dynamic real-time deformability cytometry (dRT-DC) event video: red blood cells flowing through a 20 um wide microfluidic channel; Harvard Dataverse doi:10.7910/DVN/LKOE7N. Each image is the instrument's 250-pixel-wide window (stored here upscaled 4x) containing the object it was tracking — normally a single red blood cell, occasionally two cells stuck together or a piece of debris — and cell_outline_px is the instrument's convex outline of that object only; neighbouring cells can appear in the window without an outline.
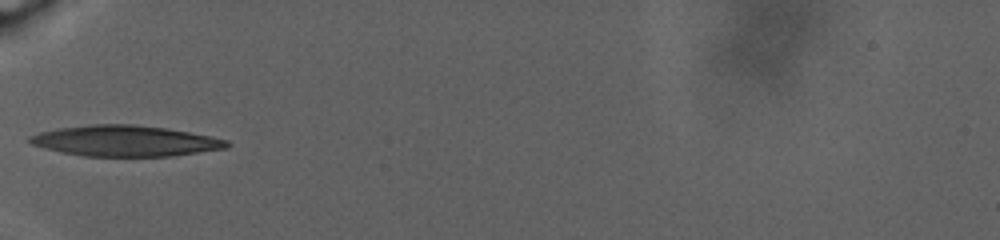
{"species": "human", "species_latin": "Homo sapiens", "temperature_condition": "warm", "stored_images_in_passage": 54, "camera_frame_rate_fps": 3000, "um_per_image_px": 0.085, "donor": {"sex": "male"}, "frame": {"image": 1, "passage_image": 1, "time_ms": 0.0, "image_size_px": [1000, 240], "cell_outline_px": [[232, 144], [228, 148], [168, 156], [84, 156], [60, 152], [44, 148], [32, 144], [28, 140], [28, 136], [40, 132], [56, 128], [92, 124], [132, 124], [164, 128], [212, 136], [228, 140]], "centroid_in_image_um": [10.63, 11.97], "position_along_channel_um": 74.4, "area_um2": 35.37}}
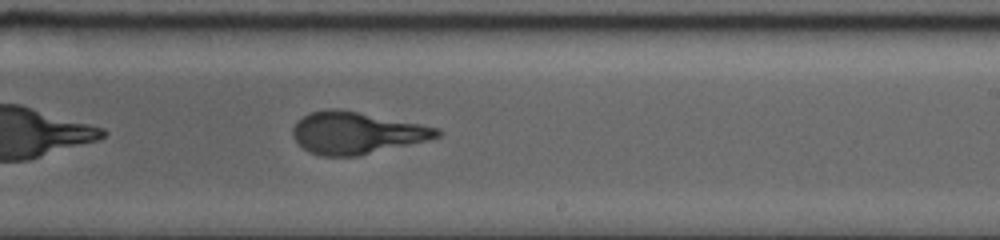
{"frame": {"image": 2, "passage_image": 24, "time_ms": 7.667, "image_size_px": [1000, 240], "cell_outline_px": [[440, 136], [428, 140], [360, 156], [320, 156], [308, 152], [292, 136], [292, 128], [308, 112], [332, 108], [340, 108], [440, 128]], "centroid_in_image_um": [30.29, 11.3], "position_along_channel_um": 258.7, "area_um2": 35.32}}
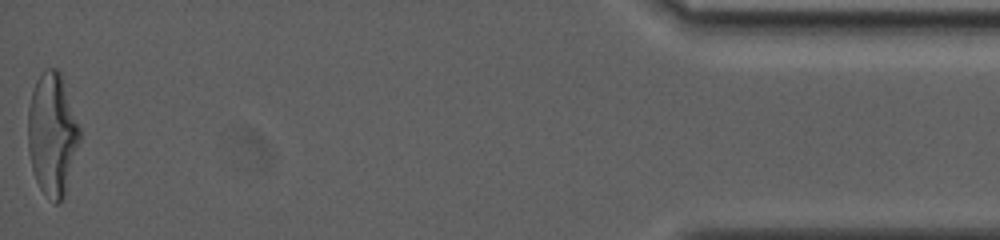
{"frame": {"image": 3, "passage_image": 54, "time_ms": 17.667, "image_size_px": [1000, 240], "cell_outline_px": [[80, 140], [64, 196], [56, 204], [52, 204], [40, 188], [36, 180], [32, 168], [28, 152], [28, 108], [32, 92], [36, 80], [44, 68], [56, 68], [60, 72], [80, 128]], "centroid_in_image_um": [4.43, 11.41], "position_along_channel_um": 430.8, "area_um2": 36.82}, "authors_computed_cell_mechanics": {"area_um2": 35.3736, "velocity_mm_per_s": 2.4484, "shape_relaxation_time_tau1_ms": 7.3202, "shape_relaxation_time_tau2_ms": 1.2137, "deformation_change_tau1": 0.2684, "deformation_change_tau2": 0.0913}}